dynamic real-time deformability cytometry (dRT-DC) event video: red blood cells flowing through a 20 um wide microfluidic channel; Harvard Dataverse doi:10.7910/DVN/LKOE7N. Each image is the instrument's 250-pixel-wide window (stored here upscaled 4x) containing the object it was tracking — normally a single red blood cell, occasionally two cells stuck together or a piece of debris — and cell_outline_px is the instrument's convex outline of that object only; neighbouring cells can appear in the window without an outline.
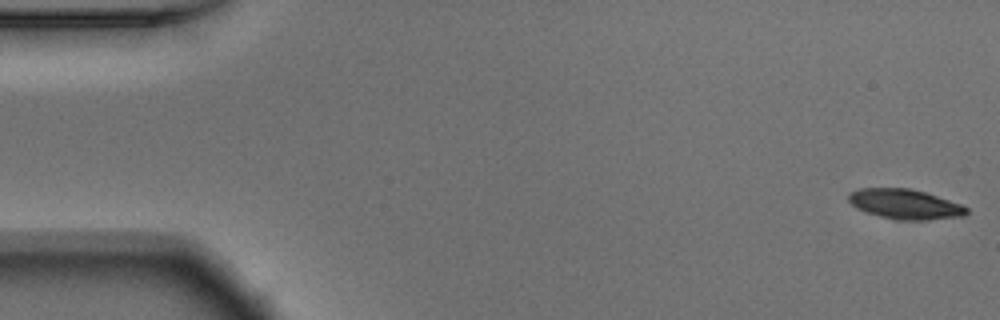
{"species": "Egyptian fruit bat (a non-hibernating species)", "species_latin": "Rousettus aegyptiacus", "temperature_condition": "warm", "stored_images_in_passage": 53, "camera_frame_rate_fps": 3000, "um_per_image_px": 0.085, "animal": {"sex": "male"}, "frame": {"image": 1, "passage_image": 1, "time_ms": 0.0, "image_size_px": [1000, 320], "cell_outline_px": [[968, 212], [964, 216], [924, 220], [896, 220], [880, 216], [856, 208], [848, 200], [848, 192], [860, 188], [912, 188], [960, 204], [968, 208]], "centroid_in_image_um": [76.9, 17.35], "position_along_channel_um": 8.1, "area_um2": 20.46}}
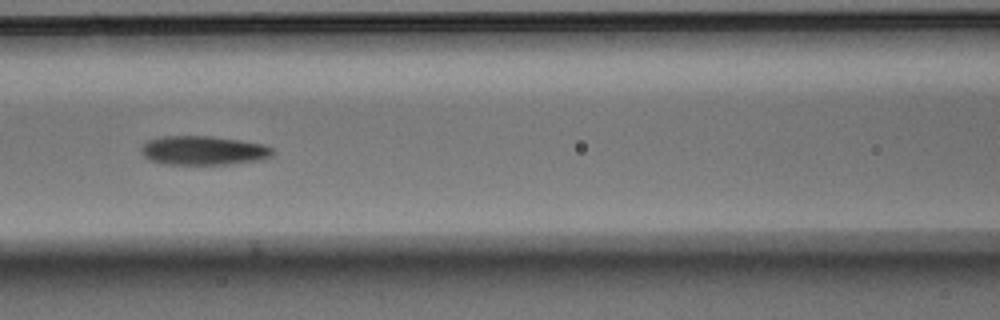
{"frame": {"image": 2, "passage_image": 23, "time_ms": 7.333, "image_size_px": [1000, 320], "cell_outline_px": [[276, 152], [272, 156], [264, 160], [228, 164], [160, 164], [148, 160], [140, 152], [140, 148], [148, 140], [160, 136], [212, 136], [240, 140], [264, 144], [272, 148]], "centroid_in_image_um": [17.3, 12.79], "position_along_channel_um": 149.3, "area_um2": 22.66}}
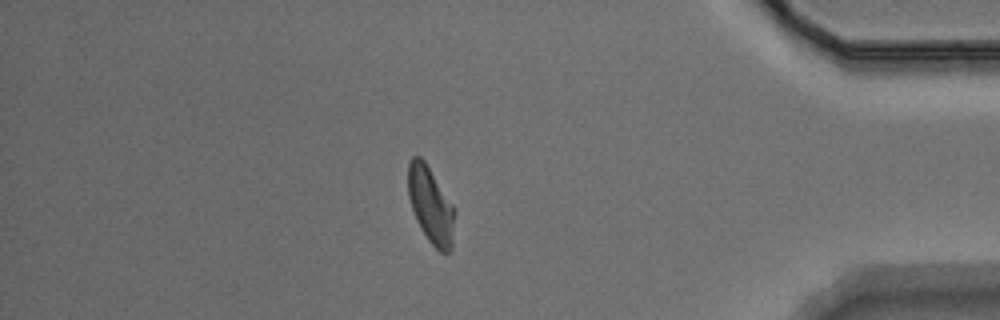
{"frame": {"image": 3, "passage_image": 46, "time_ms": 15.0, "image_size_px": [1000, 320], "cell_outline_px": [[456, 212], [452, 248], [448, 252], [440, 252], [428, 240], [420, 228], [416, 220], [408, 196], [408, 164], [412, 156], [420, 156], [424, 160], [456, 208]], "centroid_in_image_um": [36.63, 17.44], "position_along_channel_um": 398.6, "area_um2": 21.04}, "authors_computed_cell_mechanics": {"area_um2": 21.7328, "velocity_mm_per_s": 3.7362, "shape_relaxation_time_tau1_ms": 3.5667, "shape_relaxation_time_tau2_ms": 3.1354, "deformation_change_tau1": 0.1633, "deformation_change_tau2": 0.0908}}